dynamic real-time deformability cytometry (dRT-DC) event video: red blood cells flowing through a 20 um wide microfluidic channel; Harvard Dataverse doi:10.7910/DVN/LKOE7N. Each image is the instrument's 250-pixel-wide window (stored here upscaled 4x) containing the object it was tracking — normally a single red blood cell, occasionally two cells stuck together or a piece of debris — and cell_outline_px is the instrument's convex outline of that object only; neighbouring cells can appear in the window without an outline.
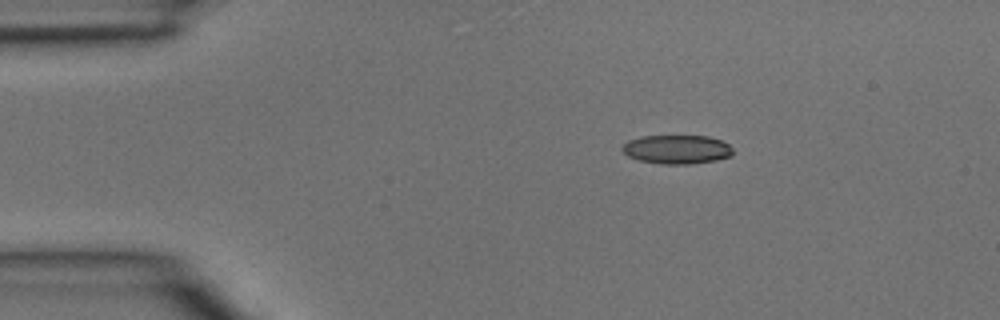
{"species": "common noctule bat (a hibernating species)", "species_latin": "Nyctalus noctula", "temperature_condition": "room temperature", "stored_images_in_passage": 3, "camera_frame_rate_fps": 3000, "um_per_image_px": 0.085, "animal": {"sex": "male", "body_mass_g": 15.6}, "frame": {"image": 1, "passage_image": 1, "time_ms": 0.0, "image_size_px": [1000, 320], "cell_outline_px": [[732, 156], [716, 160], [692, 164], [660, 164], [640, 160], [628, 156], [620, 148], [628, 140], [644, 136], [708, 136], [720, 140], [728, 144], [732, 148]], "centroid_in_image_um": [57.54, 12.7], "position_along_channel_um": 27.5, "area_um2": 18.61}}